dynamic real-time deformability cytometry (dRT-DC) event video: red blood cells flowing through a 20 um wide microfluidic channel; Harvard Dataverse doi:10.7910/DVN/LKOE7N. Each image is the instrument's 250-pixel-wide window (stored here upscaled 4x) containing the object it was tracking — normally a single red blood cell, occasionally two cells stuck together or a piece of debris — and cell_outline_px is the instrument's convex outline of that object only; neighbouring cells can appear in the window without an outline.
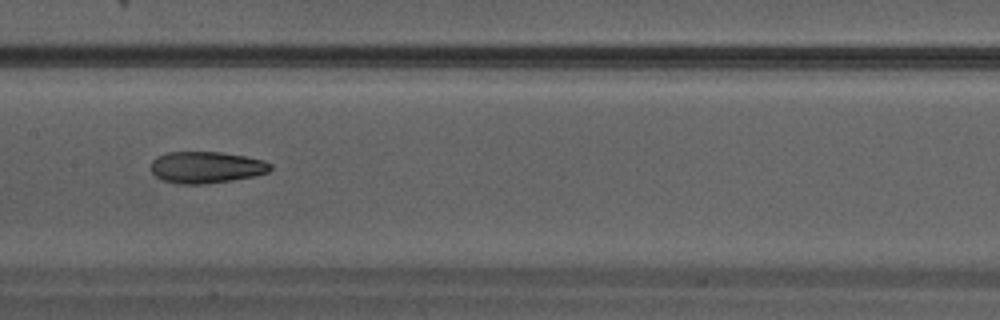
{"species": "Egyptian fruit bat (a non-hibernating species)", "species_latin": "Rousettus aegyptiacus", "temperature_condition": "warm", "stored_images_in_passage": 24, "camera_frame_rate_fps": 3000, "um_per_image_px": 0.085, "animal": {"sex": "male"}, "frame": {"image": 1, "passage_image": 8, "time_ms": 2.333, "image_size_px": [1000, 320], "cell_outline_px": [[272, 168], [268, 172], [252, 176], [232, 180], [204, 184], [180, 184], [164, 180], [156, 176], [152, 172], [152, 160], [156, 156], [168, 152], [220, 152], [244, 156], [264, 160], [272, 164]], "centroid_in_image_um": [17.53, 14.21], "position_along_channel_um": 189.9, "area_um2": 21.91}}
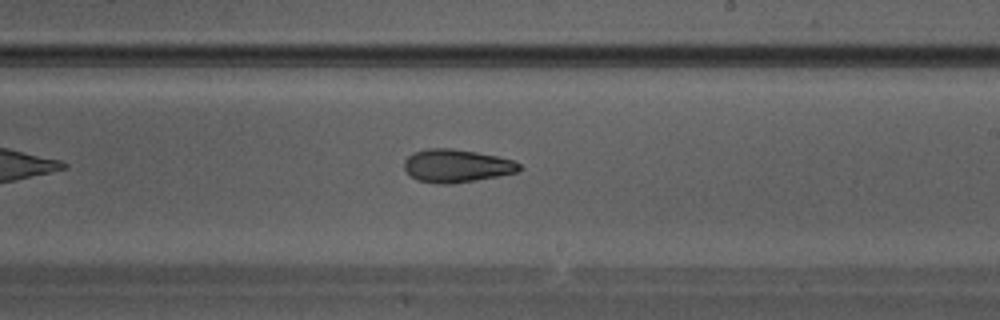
{"frame": {"image": 2, "passage_image": 11, "time_ms": 3.333, "image_size_px": [1000, 320], "cell_outline_px": [[520, 168], [516, 172], [496, 176], [448, 184], [440, 184], [416, 180], [404, 168], [404, 160], [412, 152], [424, 148], [452, 148], [476, 152], [496, 156], [512, 160], [520, 164]], "centroid_in_image_um": [38.74, 14.07], "position_along_channel_um": 250.3, "area_um2": 21.91}}
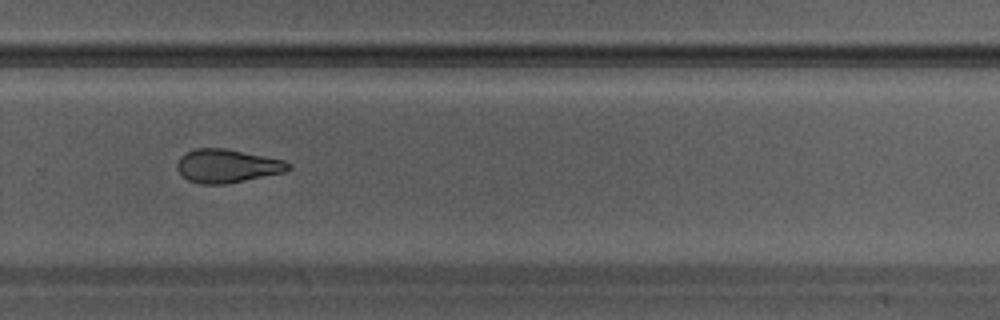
{"frame": {"image": 3, "passage_image": 14, "time_ms": 4.333, "image_size_px": [1000, 320], "cell_outline_px": [[292, 168], [284, 172], [228, 184], [200, 184], [188, 180], [176, 168], [176, 164], [180, 156], [184, 152], [196, 148], [224, 148], [284, 160], [292, 164]], "centroid_in_image_um": [19.3, 14.1], "position_along_channel_um": 310.5, "area_um2": 21.79}}